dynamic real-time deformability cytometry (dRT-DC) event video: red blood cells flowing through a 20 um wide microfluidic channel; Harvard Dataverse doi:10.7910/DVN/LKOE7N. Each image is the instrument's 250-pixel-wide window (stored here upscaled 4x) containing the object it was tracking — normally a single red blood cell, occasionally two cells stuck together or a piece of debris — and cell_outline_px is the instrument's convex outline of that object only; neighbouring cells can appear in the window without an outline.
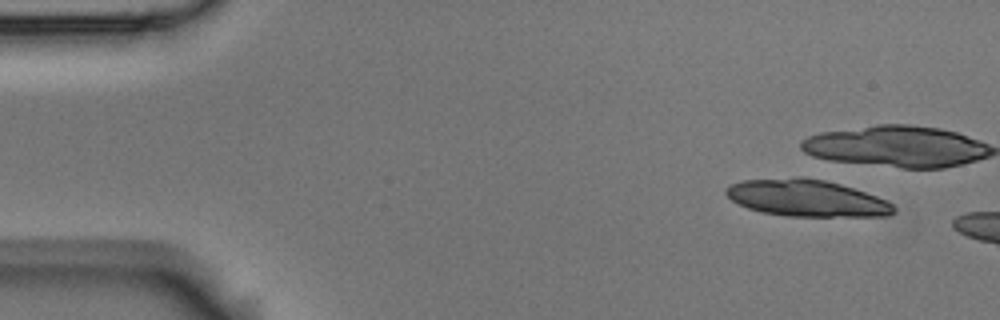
{"species": "Egyptian fruit bat (a non-hibernating species)", "species_latin": "Rousettus aegyptiacus", "temperature_condition": "room temperature", "stored_images_in_passage": 3, "camera_frame_rate_fps": 3000, "um_per_image_px": 0.085, "animal": {"sex": "male"}, "frame": {"image": 1, "passage_image": 1, "time_ms": 0.0, "image_size_px": [1000, 320], "cell_outline_px": [[896, 212], [888, 216], [788, 216], [764, 212], [748, 208], [732, 200], [724, 192], [724, 188], [740, 180], [796, 176], [804, 176], [824, 180], [840, 184], [876, 196], [892, 204], [896, 208]], "centroid_in_image_um": [68.54, 16.82], "position_along_channel_um": 16.5, "area_um2": 36.01}}